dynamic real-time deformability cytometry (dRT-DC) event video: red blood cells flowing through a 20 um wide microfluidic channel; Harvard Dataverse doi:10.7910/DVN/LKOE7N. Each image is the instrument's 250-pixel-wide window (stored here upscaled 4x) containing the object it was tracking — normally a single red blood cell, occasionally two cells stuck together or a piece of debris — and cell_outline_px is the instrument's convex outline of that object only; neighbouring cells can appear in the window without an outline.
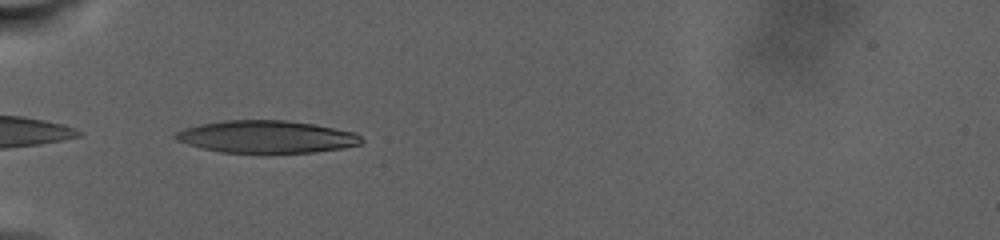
{"species": "human", "species_latin": "Homo sapiens", "temperature_condition": "warm", "stored_images_in_passage": 2, "camera_frame_rate_fps": 3000, "um_per_image_px": 0.085, "donor": {"sex": "male"}, "frame": {"image": 1, "passage_image": 1, "time_ms": 0.0, "image_size_px": [1000, 240], "cell_outline_px": [[364, 140], [360, 144], [344, 148], [312, 152], [220, 152], [188, 144], [176, 140], [172, 136], [176, 132], [184, 128], [200, 124], [224, 120], [284, 120], [312, 124], [356, 132]], "centroid_in_image_um": [22.65, 11.61], "position_along_channel_um": 62.3, "area_um2": 34.85}}